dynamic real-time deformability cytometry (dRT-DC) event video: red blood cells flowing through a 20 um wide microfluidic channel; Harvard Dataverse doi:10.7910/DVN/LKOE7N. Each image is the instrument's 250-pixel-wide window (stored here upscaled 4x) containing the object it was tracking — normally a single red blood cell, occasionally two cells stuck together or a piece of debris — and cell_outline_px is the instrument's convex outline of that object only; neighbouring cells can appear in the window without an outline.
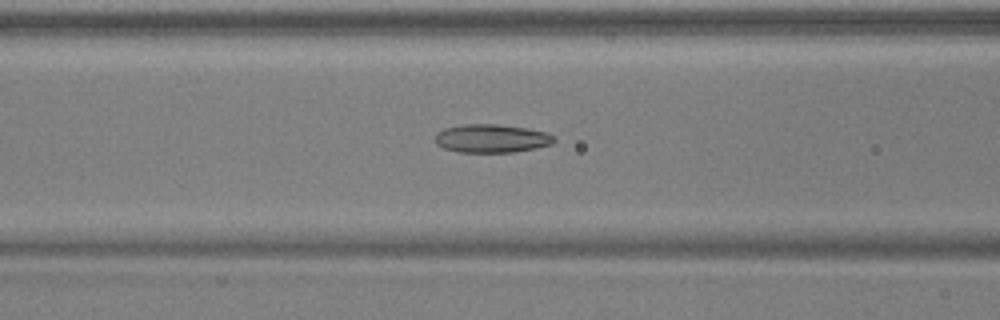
{"species": "common noctule bat (a hibernating species)", "species_latin": "Nyctalus noctula", "temperature_condition": "warm", "stored_images_in_passage": 46, "camera_frame_rate_fps": 3000, "um_per_image_px": 0.085, "animal": {"sex": "male", "body_mass_g": 17.9, "forearm_length_mm": 54.2}, "frame": {"image": 1, "passage_image": 22, "time_ms": 7.0, "image_size_px": [1000, 320], "cell_outline_px": [[556, 140], [552, 144], [536, 148], [512, 152], [460, 152], [444, 148], [436, 144], [436, 132], [444, 128], [464, 124], [496, 124], [528, 128], [548, 132], [556, 136]], "centroid_in_image_um": [41.82, 11.76], "position_along_channel_um": 124.8, "area_um2": 19.83}}
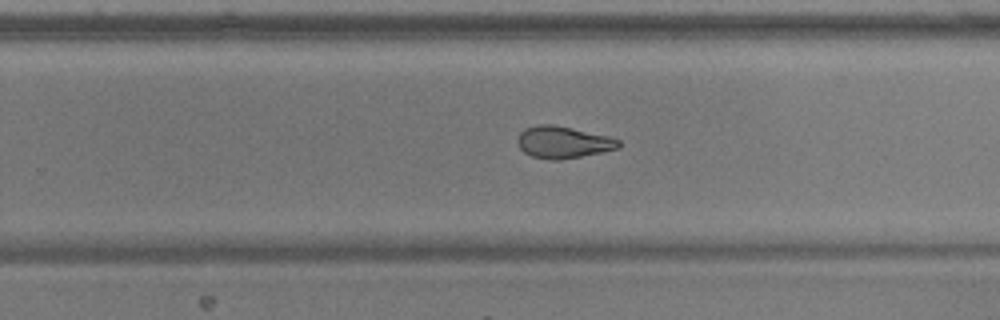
{"frame": {"image": 2, "passage_image": 34, "time_ms": 11.0, "image_size_px": [1000, 320], "cell_outline_px": [[620, 148], [560, 160], [552, 160], [532, 156], [524, 152], [520, 148], [516, 140], [520, 132], [524, 128], [536, 124], [552, 124], [572, 128], [608, 136], [620, 140]], "centroid_in_image_um": [47.83, 12.08], "position_along_channel_um": 282.0, "area_um2": 18.79}}
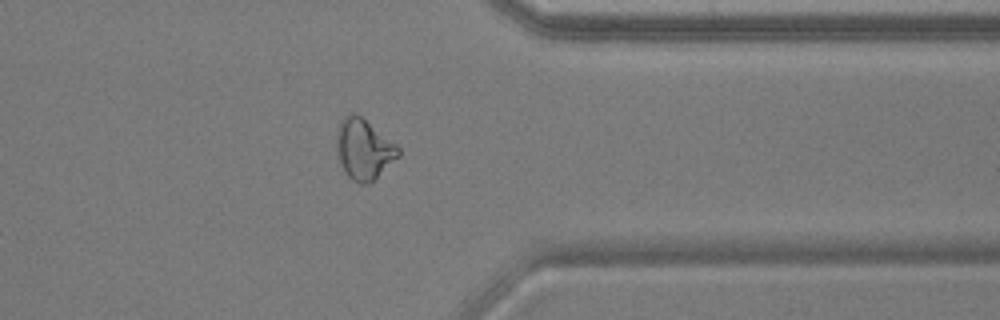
{"frame": {"image": 3, "passage_image": 42, "time_ms": 13.667, "image_size_px": [1000, 320], "cell_outline_px": [[400, 156], [368, 184], [360, 184], [352, 180], [348, 176], [340, 160], [336, 148], [336, 132], [340, 120], [348, 112], [352, 112], [360, 116], [396, 144], [400, 148]], "centroid_in_image_um": [30.91, 12.66], "position_along_channel_um": 380.5, "area_um2": 21.56}, "authors_computed_cell_mechanics": {"area_um2": 20.2589, "velocity_mm_per_s": 3.9325, "shape_relaxation_time_tau1_ms": null, "shape_relaxation_time_tau2_ms": 2.3694, "deformation_change_tau1": null, "deformation_change_tau2": 0.0935}}